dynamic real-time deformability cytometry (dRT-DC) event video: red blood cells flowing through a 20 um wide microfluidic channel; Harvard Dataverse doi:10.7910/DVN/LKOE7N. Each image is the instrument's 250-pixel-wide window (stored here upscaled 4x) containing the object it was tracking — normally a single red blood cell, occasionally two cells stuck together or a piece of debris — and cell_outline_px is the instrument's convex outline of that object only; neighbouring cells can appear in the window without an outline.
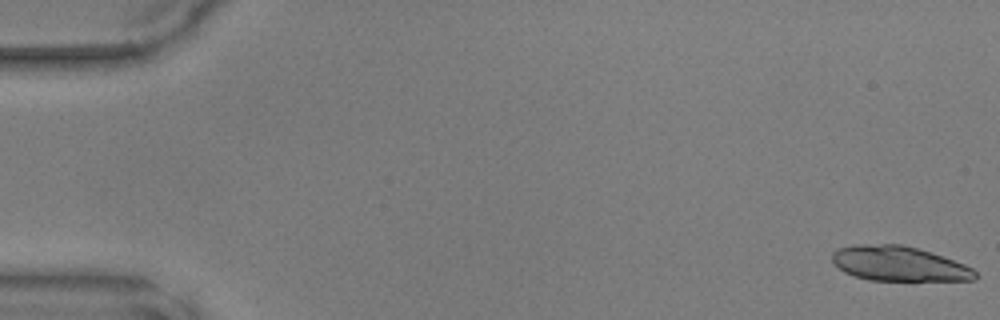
{"species": "common noctule bat (a hibernating species)", "species_latin": "Nyctalus noctula", "temperature_condition": "warm", "stored_images_in_passage": 16, "camera_frame_rate_fps": 3000, "um_per_image_px": 0.085, "animal": {"sex": "male", "body_mass_g": 17.9, "forearm_length_mm": 54.2}, "frame": {"image": 1, "passage_image": 1, "time_ms": 0.0, "image_size_px": [1000, 320], "cell_outline_px": [[976, 276], [972, 280], [868, 280], [844, 272], [832, 260], [832, 252], [836, 248], [856, 244], [900, 244], [916, 248], [964, 264], [972, 268], [976, 272]], "centroid_in_image_um": [76.35, 22.41], "position_along_channel_um": 8.6, "area_um2": 28.61}}